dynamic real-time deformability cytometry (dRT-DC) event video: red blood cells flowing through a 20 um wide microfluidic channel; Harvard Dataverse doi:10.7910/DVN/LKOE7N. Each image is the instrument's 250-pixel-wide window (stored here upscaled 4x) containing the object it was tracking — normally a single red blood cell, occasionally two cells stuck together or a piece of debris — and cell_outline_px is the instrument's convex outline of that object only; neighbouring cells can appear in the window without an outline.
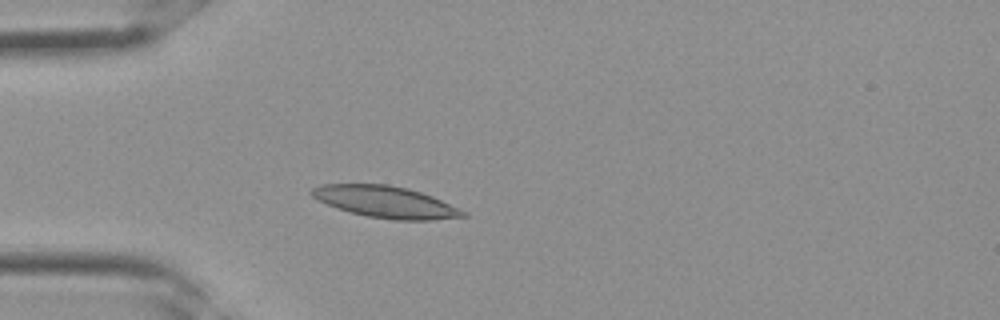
{"species": "Egyptian fruit bat (a non-hibernating species)", "species_latin": "Rousettus aegyptiacus", "temperature_condition": "room temperature", "stored_images_in_passage": 10, "camera_frame_rate_fps": 3000, "um_per_image_px": 0.085, "frame": {"image": 1, "passage_image": 7, "time_ms": 2.0, "image_size_px": [1000, 320], "cell_outline_px": [[468, 216], [432, 220], [392, 220], [368, 216], [352, 212], [328, 204], [312, 196], [308, 192], [312, 188], [320, 184], [388, 184], [408, 188], [432, 196], [468, 212]], "centroid_in_image_um": [32.81, 17.16], "position_along_channel_um": 52.2, "area_um2": 27.74}}
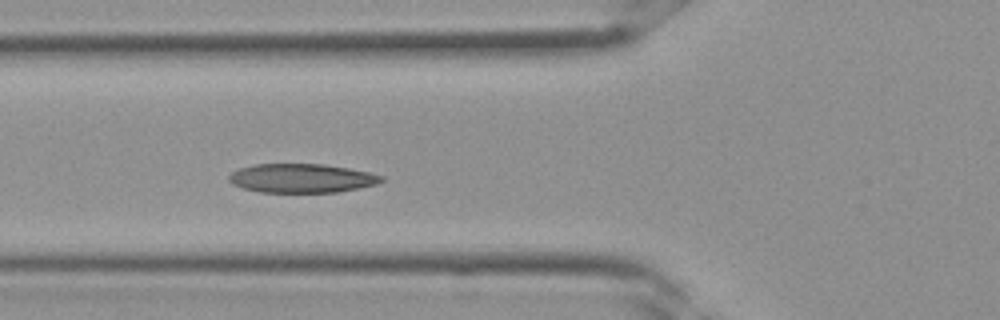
{"frame": {"image": 2, "passage_image": 10, "time_ms": 3.0, "image_size_px": [1000, 320], "cell_outline_px": [[384, 180], [376, 184], [336, 192], [260, 192], [244, 188], [232, 184], [228, 180], [228, 176], [232, 172], [240, 168], [256, 164], [324, 164], [348, 168], [368, 172], [384, 176]], "centroid_in_image_um": [25.62, 15.14], "position_along_channel_um": 100.2, "area_um2": 25.55}}